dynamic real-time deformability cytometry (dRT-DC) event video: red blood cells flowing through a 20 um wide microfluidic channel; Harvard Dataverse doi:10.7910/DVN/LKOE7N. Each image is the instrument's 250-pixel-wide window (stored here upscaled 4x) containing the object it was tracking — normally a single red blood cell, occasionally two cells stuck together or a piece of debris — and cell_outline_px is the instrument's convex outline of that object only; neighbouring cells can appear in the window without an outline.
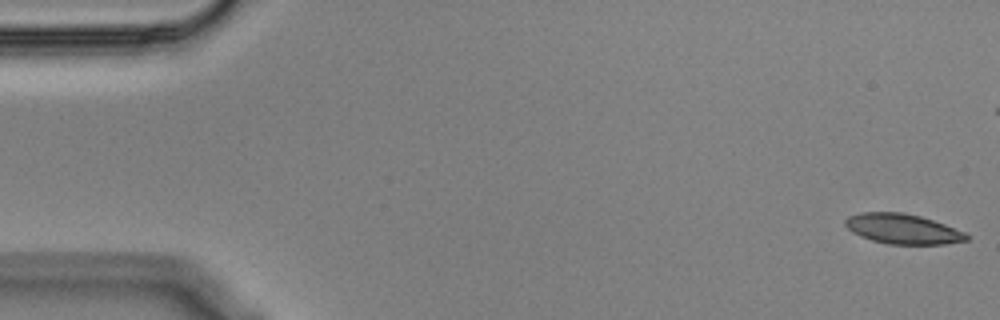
{"species": "Egyptian fruit bat (a non-hibernating species)", "species_latin": "Rousettus aegyptiacus", "temperature_condition": "cold", "stored_images_in_passage": 56, "camera_frame_rate_fps": 3000, "um_per_image_px": 0.085, "animal": {"sex": "male"}, "frame": {"image": 1, "passage_image": 1, "time_ms": 0.0, "image_size_px": [1000, 320], "cell_outline_px": [[968, 240], [944, 244], [888, 244], [872, 240], [860, 236], [852, 232], [844, 224], [844, 220], [848, 216], [860, 212], [900, 212], [920, 216], [944, 224], [964, 232], [968, 236]], "centroid_in_image_um": [76.69, 19.45], "position_along_channel_um": 8.3, "area_um2": 21.1}}
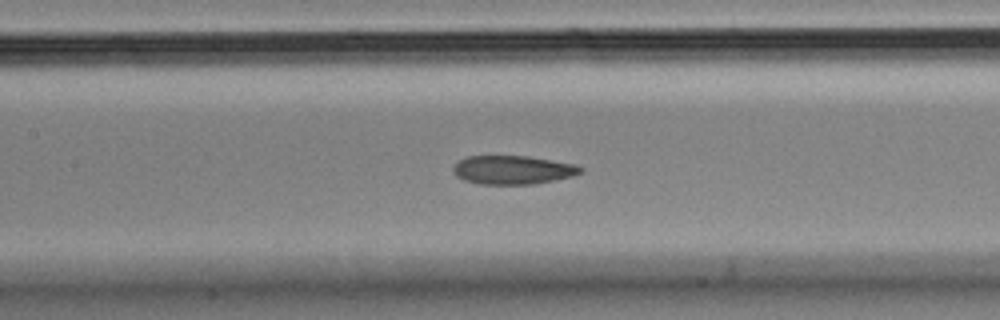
{"frame": {"image": 2, "passage_image": 25, "time_ms": 8.0, "image_size_px": [1000, 320], "cell_outline_px": [[584, 172], [572, 176], [536, 184], [480, 184], [464, 180], [456, 176], [452, 168], [456, 160], [468, 156], [528, 156], [576, 164], [584, 168]], "centroid_in_image_um": [43.59, 14.44], "position_along_channel_um": 163.8, "area_um2": 21.5}}
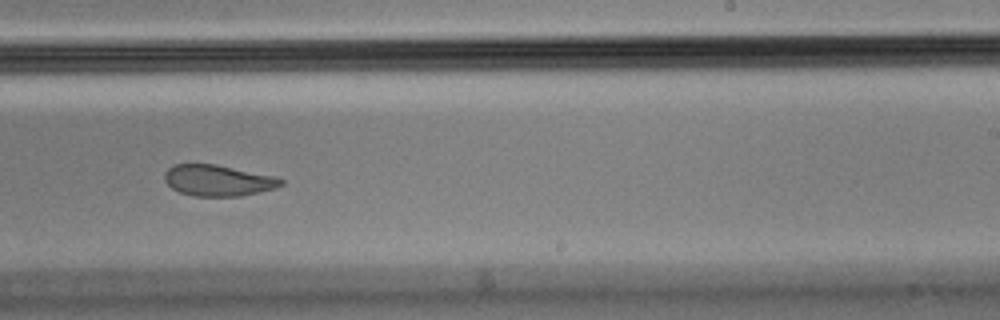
{"frame": {"image": 3, "passage_image": 34, "time_ms": 11.0, "image_size_px": [1000, 320], "cell_outline_px": [[284, 184], [276, 188], [240, 196], [196, 196], [180, 192], [172, 188], [164, 180], [164, 172], [172, 164], [216, 164], [276, 176], [284, 180]], "centroid_in_image_um": [18.54, 15.33], "position_along_channel_um": 270.5, "area_um2": 21.21}, "authors_computed_cell_mechanics": {"area_um2": 22.542, "velocity_mm_per_s": 3.5685, "shape_relaxation_time_tau1_ms": null, "shape_relaxation_time_tau2_ms": 2.413, "deformation_change_tau1": null, "deformation_change_tau2": 0.0713}}